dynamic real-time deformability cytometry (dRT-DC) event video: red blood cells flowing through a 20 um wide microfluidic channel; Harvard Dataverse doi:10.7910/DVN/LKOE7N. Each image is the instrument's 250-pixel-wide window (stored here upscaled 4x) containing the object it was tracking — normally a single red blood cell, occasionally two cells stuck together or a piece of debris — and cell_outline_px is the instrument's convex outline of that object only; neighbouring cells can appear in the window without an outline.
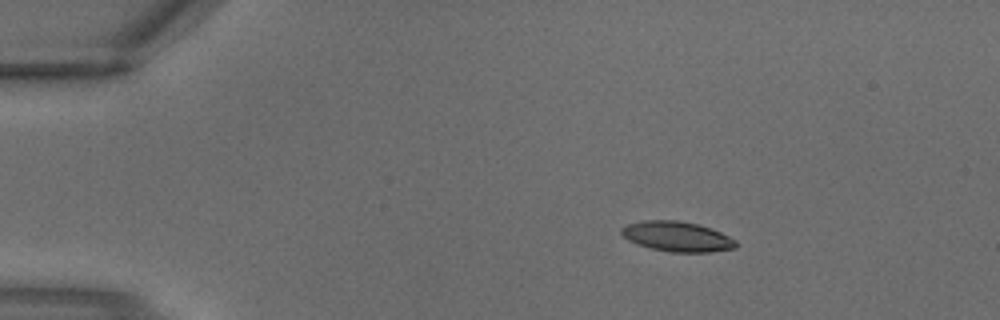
{"species": "common noctule bat (a hibernating species)", "species_latin": "Nyctalus noctula", "temperature_condition": "warm", "stored_images_in_passage": 1, "camera_frame_rate_fps": 3000, "um_per_image_px": 0.085, "animal": {"sex": "male", "body_mass_g": 18.8}, "frame": {"image": 1, "passage_image": 1, "time_ms": 0.0, "image_size_px": [1000, 320], "cell_outline_px": [[736, 248], [712, 252], [672, 252], [652, 248], [636, 244], [628, 240], [620, 232], [620, 228], [628, 224], [644, 220], [676, 220], [696, 224], [720, 232], [736, 240]], "centroid_in_image_um": [57.53, 20.11], "position_along_channel_um": 27.5, "area_um2": 19.88}}